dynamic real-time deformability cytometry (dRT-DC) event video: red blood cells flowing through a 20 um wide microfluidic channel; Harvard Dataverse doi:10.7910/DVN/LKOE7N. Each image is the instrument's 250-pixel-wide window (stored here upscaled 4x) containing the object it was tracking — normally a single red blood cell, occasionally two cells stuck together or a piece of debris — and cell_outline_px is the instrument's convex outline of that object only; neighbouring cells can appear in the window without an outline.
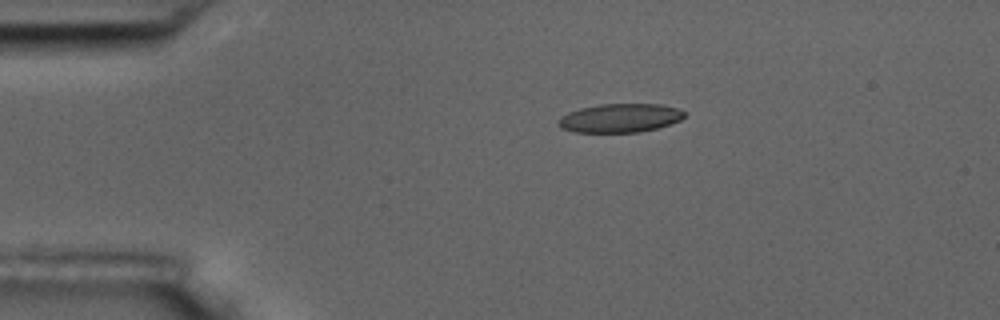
{"species": "common noctule bat (a hibernating species)", "species_latin": "Nyctalus noctula", "temperature_condition": "room temperature", "stored_images_in_passage": 8, "camera_frame_rate_fps": 3000, "um_per_image_px": 0.085, "animal": {"sex": "male", "body_mass_g": 17.5, "forearm_length_mm": 52.3}, "frame": {"image": 1, "passage_image": 3, "time_ms": 2.333, "image_size_px": [1000, 320], "cell_outline_px": [[684, 116], [680, 120], [672, 124], [640, 132], [576, 132], [560, 128], [556, 124], [556, 120], [560, 116], [568, 112], [580, 108], [600, 104], [660, 104], [676, 108], [684, 112]], "centroid_in_image_um": [52.65, 10.03], "position_along_channel_um": 32.4, "area_um2": 21.21}}
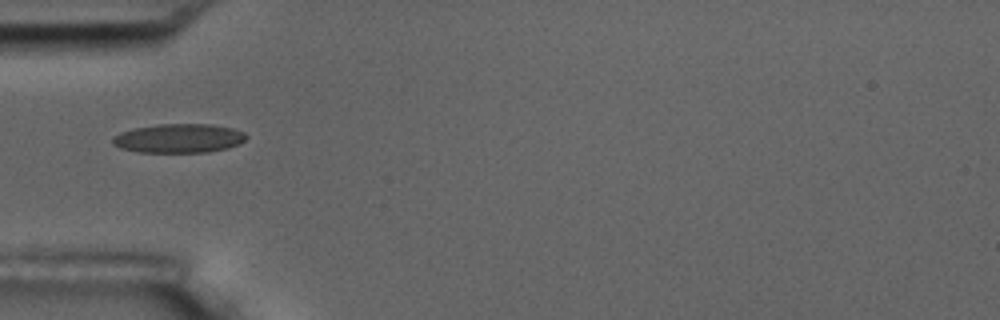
{"frame": {"image": 2, "passage_image": 5, "time_ms": 4.667, "image_size_px": [1000, 320], "cell_outline_px": [[248, 136], [240, 144], [228, 148], [208, 152], [136, 152], [120, 148], [112, 144], [112, 136], [120, 132], [136, 128], [156, 124], [212, 124], [232, 128], [244, 132]], "centroid_in_image_um": [15.19, 11.76], "position_along_channel_um": 69.8, "area_um2": 22.77}}
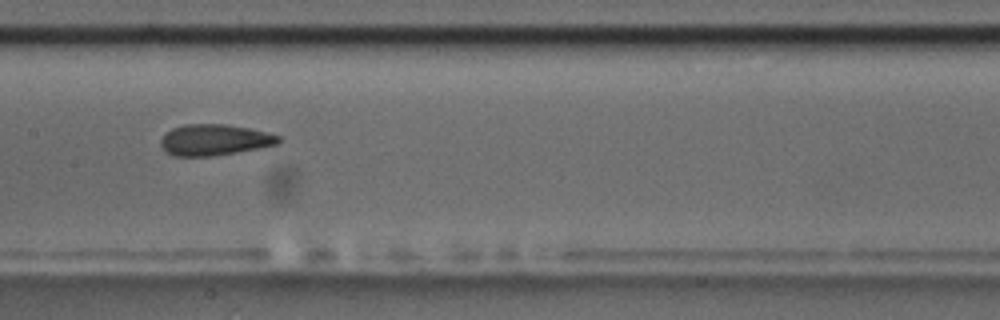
{"frame": {"image": 3, "passage_image": 8, "time_ms": 8.0, "image_size_px": [1000, 320], "cell_outline_px": [[280, 144], [260, 148], [212, 156], [176, 156], [168, 152], [160, 144], [160, 140], [172, 128], [184, 124], [228, 124], [268, 132], [280, 136]], "centroid_in_image_um": [18.27, 11.88], "position_along_channel_um": 189.1, "area_um2": 21.27}}